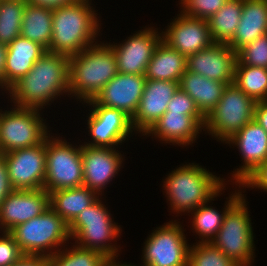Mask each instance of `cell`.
<instances>
[{"mask_svg":"<svg viewBox=\"0 0 267 266\" xmlns=\"http://www.w3.org/2000/svg\"><path fill=\"white\" fill-rule=\"evenodd\" d=\"M53 9L27 3L23 12L20 36L49 49L52 37Z\"/></svg>","mask_w":267,"mask_h":266,"instance_id":"cell-28","label":"cell"},{"mask_svg":"<svg viewBox=\"0 0 267 266\" xmlns=\"http://www.w3.org/2000/svg\"><path fill=\"white\" fill-rule=\"evenodd\" d=\"M49 207V193L39 190H14L0 206V229L10 232L14 227L41 215Z\"/></svg>","mask_w":267,"mask_h":266,"instance_id":"cell-17","label":"cell"},{"mask_svg":"<svg viewBox=\"0 0 267 266\" xmlns=\"http://www.w3.org/2000/svg\"><path fill=\"white\" fill-rule=\"evenodd\" d=\"M15 190L43 189L46 175V138L38 145L2 154Z\"/></svg>","mask_w":267,"mask_h":266,"instance_id":"cell-12","label":"cell"},{"mask_svg":"<svg viewBox=\"0 0 267 266\" xmlns=\"http://www.w3.org/2000/svg\"><path fill=\"white\" fill-rule=\"evenodd\" d=\"M243 0H228L208 21L214 43H228L236 32L242 14Z\"/></svg>","mask_w":267,"mask_h":266,"instance_id":"cell-29","label":"cell"},{"mask_svg":"<svg viewBox=\"0 0 267 266\" xmlns=\"http://www.w3.org/2000/svg\"><path fill=\"white\" fill-rule=\"evenodd\" d=\"M47 256L23 255L19 260L10 266H47Z\"/></svg>","mask_w":267,"mask_h":266,"instance_id":"cell-41","label":"cell"},{"mask_svg":"<svg viewBox=\"0 0 267 266\" xmlns=\"http://www.w3.org/2000/svg\"><path fill=\"white\" fill-rule=\"evenodd\" d=\"M237 52L226 43H213L187 57V70L220 81L233 84Z\"/></svg>","mask_w":267,"mask_h":266,"instance_id":"cell-16","label":"cell"},{"mask_svg":"<svg viewBox=\"0 0 267 266\" xmlns=\"http://www.w3.org/2000/svg\"><path fill=\"white\" fill-rule=\"evenodd\" d=\"M179 89V82L146 79L138 109L131 119L136 131L143 135L165 113L168 102Z\"/></svg>","mask_w":267,"mask_h":266,"instance_id":"cell-19","label":"cell"},{"mask_svg":"<svg viewBox=\"0 0 267 266\" xmlns=\"http://www.w3.org/2000/svg\"><path fill=\"white\" fill-rule=\"evenodd\" d=\"M168 25L162 40L186 57L211 46L212 40L206 19L185 16L182 13Z\"/></svg>","mask_w":267,"mask_h":266,"instance_id":"cell-14","label":"cell"},{"mask_svg":"<svg viewBox=\"0 0 267 266\" xmlns=\"http://www.w3.org/2000/svg\"><path fill=\"white\" fill-rule=\"evenodd\" d=\"M256 101L234 83L227 85L217 105L205 117L204 129L220 141L230 139L254 120Z\"/></svg>","mask_w":267,"mask_h":266,"instance_id":"cell-8","label":"cell"},{"mask_svg":"<svg viewBox=\"0 0 267 266\" xmlns=\"http://www.w3.org/2000/svg\"><path fill=\"white\" fill-rule=\"evenodd\" d=\"M72 249L58 251L48 256L47 266H107L110 260L95 250L73 245Z\"/></svg>","mask_w":267,"mask_h":266,"instance_id":"cell-33","label":"cell"},{"mask_svg":"<svg viewBox=\"0 0 267 266\" xmlns=\"http://www.w3.org/2000/svg\"><path fill=\"white\" fill-rule=\"evenodd\" d=\"M242 195L241 192L238 193H233L232 196H229V200L226 203L227 205L224 207L225 210H223L224 212H222L221 214H219V212L215 209H213L210 206H207L205 204L200 205L199 207H197L195 210H193L192 212L194 213L193 216V221H192V227L193 229H195L196 234H200L199 236H201L202 238H200L202 241V243H209L211 242L217 232L219 231L222 222H223V218H224V214L226 212V210Z\"/></svg>","mask_w":267,"mask_h":266,"instance_id":"cell-30","label":"cell"},{"mask_svg":"<svg viewBox=\"0 0 267 266\" xmlns=\"http://www.w3.org/2000/svg\"><path fill=\"white\" fill-rule=\"evenodd\" d=\"M145 82V75L118 72L93 100L99 105L122 110L132 119L138 109Z\"/></svg>","mask_w":267,"mask_h":266,"instance_id":"cell-18","label":"cell"},{"mask_svg":"<svg viewBox=\"0 0 267 266\" xmlns=\"http://www.w3.org/2000/svg\"><path fill=\"white\" fill-rule=\"evenodd\" d=\"M26 0H0V43L10 44L20 36Z\"/></svg>","mask_w":267,"mask_h":266,"instance_id":"cell-32","label":"cell"},{"mask_svg":"<svg viewBox=\"0 0 267 266\" xmlns=\"http://www.w3.org/2000/svg\"><path fill=\"white\" fill-rule=\"evenodd\" d=\"M26 1L33 5L55 9L63 5L74 3L77 0H26Z\"/></svg>","mask_w":267,"mask_h":266,"instance_id":"cell-43","label":"cell"},{"mask_svg":"<svg viewBox=\"0 0 267 266\" xmlns=\"http://www.w3.org/2000/svg\"><path fill=\"white\" fill-rule=\"evenodd\" d=\"M47 51L39 43L22 36L7 45L5 65V88L8 90L26 75L34 63Z\"/></svg>","mask_w":267,"mask_h":266,"instance_id":"cell-23","label":"cell"},{"mask_svg":"<svg viewBox=\"0 0 267 266\" xmlns=\"http://www.w3.org/2000/svg\"><path fill=\"white\" fill-rule=\"evenodd\" d=\"M86 103L94 108L87 120L93 142L84 145L115 148L133 132L131 118L122 110L99 105L93 99Z\"/></svg>","mask_w":267,"mask_h":266,"instance_id":"cell-13","label":"cell"},{"mask_svg":"<svg viewBox=\"0 0 267 266\" xmlns=\"http://www.w3.org/2000/svg\"><path fill=\"white\" fill-rule=\"evenodd\" d=\"M40 110L14 106L11 111L0 112L2 154L38 145L49 135Z\"/></svg>","mask_w":267,"mask_h":266,"instance_id":"cell-10","label":"cell"},{"mask_svg":"<svg viewBox=\"0 0 267 266\" xmlns=\"http://www.w3.org/2000/svg\"><path fill=\"white\" fill-rule=\"evenodd\" d=\"M104 206L98 198L75 217L68 225V231L70 239L74 238L78 246L100 252L110 261H115L118 247L108 242L119 236L120 226L113 223Z\"/></svg>","mask_w":267,"mask_h":266,"instance_id":"cell-5","label":"cell"},{"mask_svg":"<svg viewBox=\"0 0 267 266\" xmlns=\"http://www.w3.org/2000/svg\"><path fill=\"white\" fill-rule=\"evenodd\" d=\"M0 236V266H10L19 260L24 253L21 251L14 237L9 232Z\"/></svg>","mask_w":267,"mask_h":266,"instance_id":"cell-37","label":"cell"},{"mask_svg":"<svg viewBox=\"0 0 267 266\" xmlns=\"http://www.w3.org/2000/svg\"><path fill=\"white\" fill-rule=\"evenodd\" d=\"M81 156L83 186L102 195V189L120 170L122 155L114 148L82 145Z\"/></svg>","mask_w":267,"mask_h":266,"instance_id":"cell-20","label":"cell"},{"mask_svg":"<svg viewBox=\"0 0 267 266\" xmlns=\"http://www.w3.org/2000/svg\"><path fill=\"white\" fill-rule=\"evenodd\" d=\"M107 266H135V265H127V264H120L119 263V261H118V263H116V260L115 261H110L109 263H108V265Z\"/></svg>","mask_w":267,"mask_h":266,"instance_id":"cell-45","label":"cell"},{"mask_svg":"<svg viewBox=\"0 0 267 266\" xmlns=\"http://www.w3.org/2000/svg\"><path fill=\"white\" fill-rule=\"evenodd\" d=\"M6 52H7V45L0 43V86L1 88L5 87Z\"/></svg>","mask_w":267,"mask_h":266,"instance_id":"cell-44","label":"cell"},{"mask_svg":"<svg viewBox=\"0 0 267 266\" xmlns=\"http://www.w3.org/2000/svg\"><path fill=\"white\" fill-rule=\"evenodd\" d=\"M236 65L257 66L267 69V34L256 38L238 50Z\"/></svg>","mask_w":267,"mask_h":266,"instance_id":"cell-35","label":"cell"},{"mask_svg":"<svg viewBox=\"0 0 267 266\" xmlns=\"http://www.w3.org/2000/svg\"><path fill=\"white\" fill-rule=\"evenodd\" d=\"M226 86V83L208 79L189 70L185 71L179 82V88L192 97L205 117L217 105Z\"/></svg>","mask_w":267,"mask_h":266,"instance_id":"cell-25","label":"cell"},{"mask_svg":"<svg viewBox=\"0 0 267 266\" xmlns=\"http://www.w3.org/2000/svg\"><path fill=\"white\" fill-rule=\"evenodd\" d=\"M96 44L69 57L68 95L74 94L84 102L94 99L118 73L112 46Z\"/></svg>","mask_w":267,"mask_h":266,"instance_id":"cell-3","label":"cell"},{"mask_svg":"<svg viewBox=\"0 0 267 266\" xmlns=\"http://www.w3.org/2000/svg\"><path fill=\"white\" fill-rule=\"evenodd\" d=\"M228 0H181L182 13L185 16L209 19Z\"/></svg>","mask_w":267,"mask_h":266,"instance_id":"cell-36","label":"cell"},{"mask_svg":"<svg viewBox=\"0 0 267 266\" xmlns=\"http://www.w3.org/2000/svg\"><path fill=\"white\" fill-rule=\"evenodd\" d=\"M52 139V140H51ZM46 137V175L43 188L55 190L83 186L82 145L72 147L63 139Z\"/></svg>","mask_w":267,"mask_h":266,"instance_id":"cell-9","label":"cell"},{"mask_svg":"<svg viewBox=\"0 0 267 266\" xmlns=\"http://www.w3.org/2000/svg\"><path fill=\"white\" fill-rule=\"evenodd\" d=\"M242 187H257L267 192V160L249 175L241 184ZM245 185V186H244Z\"/></svg>","mask_w":267,"mask_h":266,"instance_id":"cell-39","label":"cell"},{"mask_svg":"<svg viewBox=\"0 0 267 266\" xmlns=\"http://www.w3.org/2000/svg\"><path fill=\"white\" fill-rule=\"evenodd\" d=\"M223 180L198 164L189 163L172 171L164 181V190L174 212L195 210L214 200L224 189Z\"/></svg>","mask_w":267,"mask_h":266,"instance_id":"cell-4","label":"cell"},{"mask_svg":"<svg viewBox=\"0 0 267 266\" xmlns=\"http://www.w3.org/2000/svg\"><path fill=\"white\" fill-rule=\"evenodd\" d=\"M162 34L152 28H145L128 37L124 43L111 45L117 61L118 72L145 75L154 50L162 40Z\"/></svg>","mask_w":267,"mask_h":266,"instance_id":"cell-15","label":"cell"},{"mask_svg":"<svg viewBox=\"0 0 267 266\" xmlns=\"http://www.w3.org/2000/svg\"><path fill=\"white\" fill-rule=\"evenodd\" d=\"M166 111L184 113L185 115H203L192 97L180 88L168 102Z\"/></svg>","mask_w":267,"mask_h":266,"instance_id":"cell-38","label":"cell"},{"mask_svg":"<svg viewBox=\"0 0 267 266\" xmlns=\"http://www.w3.org/2000/svg\"><path fill=\"white\" fill-rule=\"evenodd\" d=\"M9 233L24 255L47 257L57 252L51 251L53 247L58 248L70 238L68 224L50 206L41 215L14 227Z\"/></svg>","mask_w":267,"mask_h":266,"instance_id":"cell-7","label":"cell"},{"mask_svg":"<svg viewBox=\"0 0 267 266\" xmlns=\"http://www.w3.org/2000/svg\"><path fill=\"white\" fill-rule=\"evenodd\" d=\"M68 84L69 56L45 51L8 92L15 106L42 109L55 97L67 93Z\"/></svg>","mask_w":267,"mask_h":266,"instance_id":"cell-1","label":"cell"},{"mask_svg":"<svg viewBox=\"0 0 267 266\" xmlns=\"http://www.w3.org/2000/svg\"><path fill=\"white\" fill-rule=\"evenodd\" d=\"M188 266H239L211 242L189 248Z\"/></svg>","mask_w":267,"mask_h":266,"instance_id":"cell-34","label":"cell"},{"mask_svg":"<svg viewBox=\"0 0 267 266\" xmlns=\"http://www.w3.org/2000/svg\"><path fill=\"white\" fill-rule=\"evenodd\" d=\"M98 198L96 192L85 186L61 189L49 192V206L69 225Z\"/></svg>","mask_w":267,"mask_h":266,"instance_id":"cell-27","label":"cell"},{"mask_svg":"<svg viewBox=\"0 0 267 266\" xmlns=\"http://www.w3.org/2000/svg\"><path fill=\"white\" fill-rule=\"evenodd\" d=\"M226 142L238 146L242 160L244 159L243 166L232 174L235 183L240 187V184L267 160V132L253 120Z\"/></svg>","mask_w":267,"mask_h":266,"instance_id":"cell-21","label":"cell"},{"mask_svg":"<svg viewBox=\"0 0 267 266\" xmlns=\"http://www.w3.org/2000/svg\"><path fill=\"white\" fill-rule=\"evenodd\" d=\"M267 34V0H243L242 14L234 37L227 43L235 52Z\"/></svg>","mask_w":267,"mask_h":266,"instance_id":"cell-24","label":"cell"},{"mask_svg":"<svg viewBox=\"0 0 267 266\" xmlns=\"http://www.w3.org/2000/svg\"><path fill=\"white\" fill-rule=\"evenodd\" d=\"M174 222L158 227L147 238L143 248V266H188L190 247L182 226Z\"/></svg>","mask_w":267,"mask_h":266,"instance_id":"cell-11","label":"cell"},{"mask_svg":"<svg viewBox=\"0 0 267 266\" xmlns=\"http://www.w3.org/2000/svg\"><path fill=\"white\" fill-rule=\"evenodd\" d=\"M244 195L225 212L222 225L211 243L239 266H250L254 236Z\"/></svg>","mask_w":267,"mask_h":266,"instance_id":"cell-6","label":"cell"},{"mask_svg":"<svg viewBox=\"0 0 267 266\" xmlns=\"http://www.w3.org/2000/svg\"><path fill=\"white\" fill-rule=\"evenodd\" d=\"M204 124V115H185L184 113L165 111L145 135L152 134L153 136L154 134L156 138L158 137L166 143L186 146L196 140V136L204 128Z\"/></svg>","mask_w":267,"mask_h":266,"instance_id":"cell-22","label":"cell"},{"mask_svg":"<svg viewBox=\"0 0 267 266\" xmlns=\"http://www.w3.org/2000/svg\"><path fill=\"white\" fill-rule=\"evenodd\" d=\"M89 4V0H77L53 9L52 37L47 51L70 57L95 42L99 21Z\"/></svg>","mask_w":267,"mask_h":266,"instance_id":"cell-2","label":"cell"},{"mask_svg":"<svg viewBox=\"0 0 267 266\" xmlns=\"http://www.w3.org/2000/svg\"><path fill=\"white\" fill-rule=\"evenodd\" d=\"M239 89L257 101H267V69L235 65L234 82Z\"/></svg>","mask_w":267,"mask_h":266,"instance_id":"cell-31","label":"cell"},{"mask_svg":"<svg viewBox=\"0 0 267 266\" xmlns=\"http://www.w3.org/2000/svg\"><path fill=\"white\" fill-rule=\"evenodd\" d=\"M186 70L187 57L161 40L147 65L145 77L151 80L180 82Z\"/></svg>","mask_w":267,"mask_h":266,"instance_id":"cell-26","label":"cell"},{"mask_svg":"<svg viewBox=\"0 0 267 266\" xmlns=\"http://www.w3.org/2000/svg\"><path fill=\"white\" fill-rule=\"evenodd\" d=\"M254 120L267 132V101H257Z\"/></svg>","mask_w":267,"mask_h":266,"instance_id":"cell-42","label":"cell"},{"mask_svg":"<svg viewBox=\"0 0 267 266\" xmlns=\"http://www.w3.org/2000/svg\"><path fill=\"white\" fill-rule=\"evenodd\" d=\"M15 189L13 188L9 174L7 171V163L3 156L0 157V206L6 197L13 192Z\"/></svg>","mask_w":267,"mask_h":266,"instance_id":"cell-40","label":"cell"}]
</instances>
